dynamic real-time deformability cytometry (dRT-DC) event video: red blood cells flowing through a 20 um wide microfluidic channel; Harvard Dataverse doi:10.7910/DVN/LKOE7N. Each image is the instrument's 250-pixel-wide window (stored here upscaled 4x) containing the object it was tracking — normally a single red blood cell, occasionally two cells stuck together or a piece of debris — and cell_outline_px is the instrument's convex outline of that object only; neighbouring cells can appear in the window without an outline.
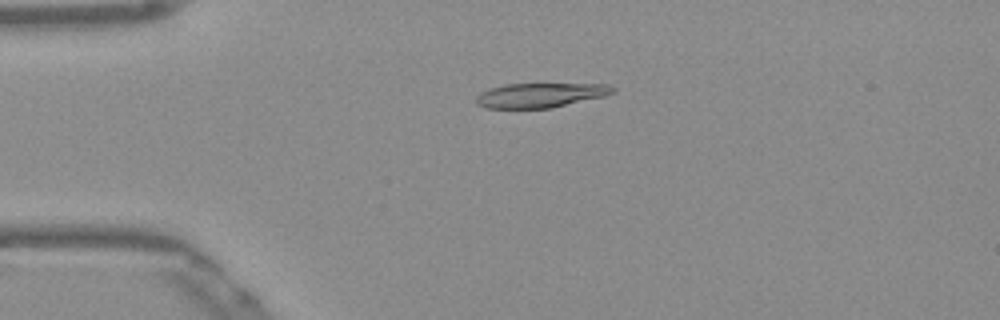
{"species": "Egyptian fruit bat (a non-hibernating species)", "species_latin": "Rousettus aegyptiacus", "temperature_condition": "warm", "stored_images_in_passage": 52, "camera_frame_rate_fps": 3000, "um_per_image_px": 0.085, "frame": {"image": 1, "passage_image": 12, "time_ms": 3.667, "image_size_px": [1000, 320], "cell_outline_px": [[616, 92], [604, 96], [552, 108], [484, 108], [476, 104], [476, 96], [480, 92], [504, 84], [608, 84], [616, 88]], "centroid_in_image_um": [45.93, 8.09], "position_along_channel_um": 39.1, "area_um2": 19.59}}
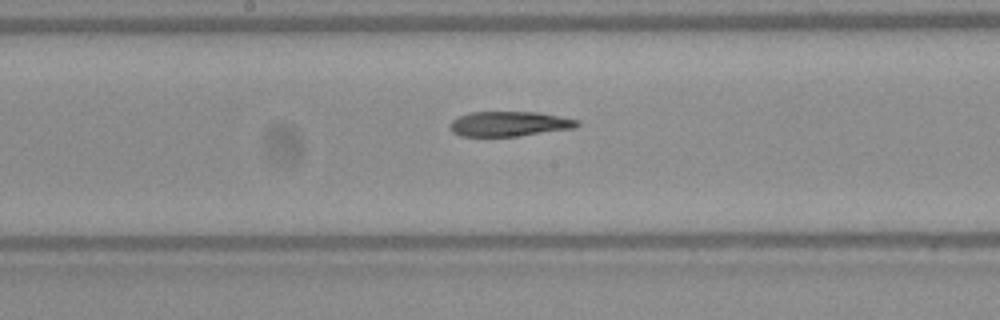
{"frame": {"image": 2, "passage_image": 27, "time_ms": 8.667, "image_size_px": [1000, 320], "cell_outline_px": [[580, 124], [572, 128], [516, 136], [460, 136], [452, 132], [448, 124], [452, 120], [460, 116], [472, 112], [536, 112], [560, 116], [580, 120]], "centroid_in_image_um": [43.26, 10.52], "position_along_channel_um": 204.9, "area_um2": 18.32}}
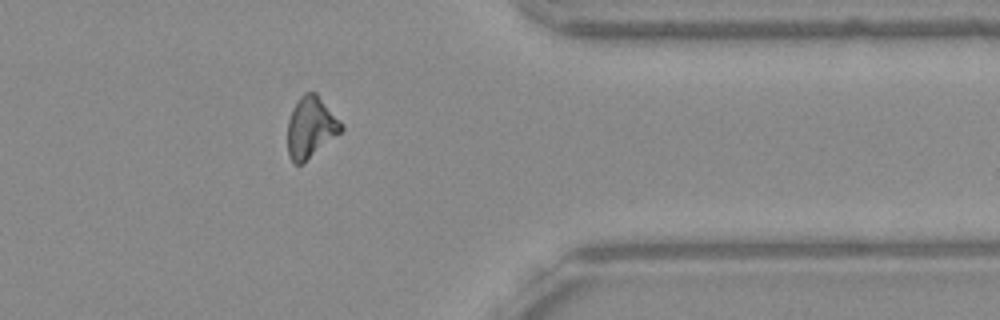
{"frame": {"image": 3, "passage_image": 42, "time_ms": 13.667, "image_size_px": [1000, 320], "cell_outline_px": [[344, 128], [340, 132], [304, 164], [296, 164], [288, 156], [288, 120], [292, 108], [300, 96], [304, 92], [316, 92], [344, 124]], "centroid_in_image_um": [26.42, 10.82], "position_along_channel_um": 385.0, "area_um2": 19.25}, "authors_computed_cell_mechanics": {"area_um2": 19.5942, "velocity_mm_per_s": 3.8889, "shape_relaxation_time_tau1_ms": null, "shape_relaxation_time_tau2_ms": 6.7586, "deformation_change_tau1": null, "deformation_change_tau2": 0.1701}}